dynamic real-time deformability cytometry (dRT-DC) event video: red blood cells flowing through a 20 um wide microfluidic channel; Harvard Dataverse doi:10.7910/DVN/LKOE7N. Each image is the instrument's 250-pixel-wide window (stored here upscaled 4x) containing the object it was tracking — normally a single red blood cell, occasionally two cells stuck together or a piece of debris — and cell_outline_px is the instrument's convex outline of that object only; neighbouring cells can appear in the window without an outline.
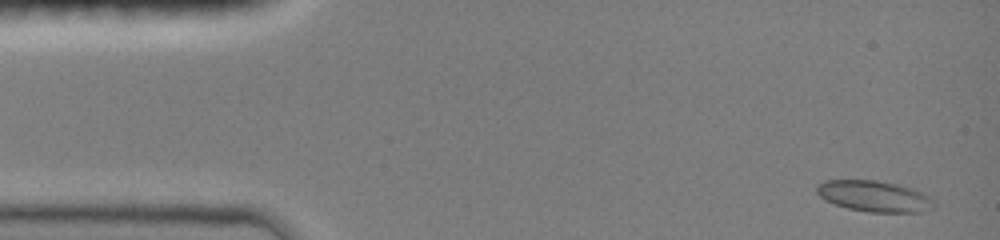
{"species": "common noctule bat (a hibernating species)", "species_latin": "Nyctalus noctula", "temperature_condition": "room temperature", "stored_images_in_passage": 46, "camera_frame_rate_fps": 3000, "um_per_image_px": 0.085, "animal": {"sex": "female", "body_mass_g": 19.0, "forearm_length_mm": 51.5}, "frame": {"image": 1, "passage_image": 2, "time_ms": 0.333, "image_size_px": [1000, 240], "cell_outline_px": [[936, 204], [932, 208], [920, 212], [868, 212], [848, 208], [824, 200], [816, 192], [816, 184], [824, 180], [876, 180], [896, 184], [912, 188], [924, 192]], "centroid_in_image_um": [74.29, 16.67], "position_along_channel_um": 10.7, "area_um2": 21.27}}
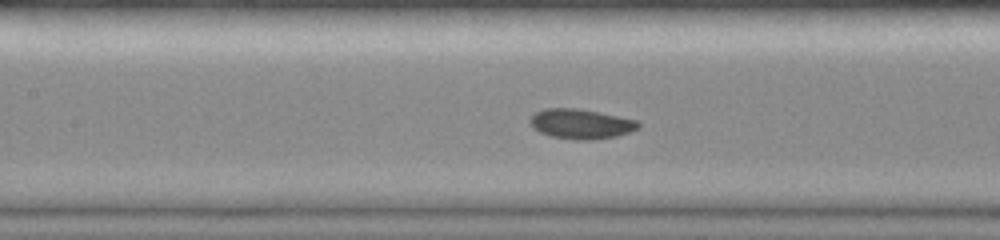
{"frame": {"image": 2, "passage_image": 21, "time_ms": 6.667, "image_size_px": [1000, 240], "cell_outline_px": [[640, 128], [616, 136], [592, 140], [576, 140], [552, 136], [540, 132], [532, 128], [528, 120], [536, 112], [544, 108], [580, 108], [636, 120], [640, 124]], "centroid_in_image_um": [49.35, 10.53], "position_along_channel_um": 158.0, "area_um2": 18.84}}
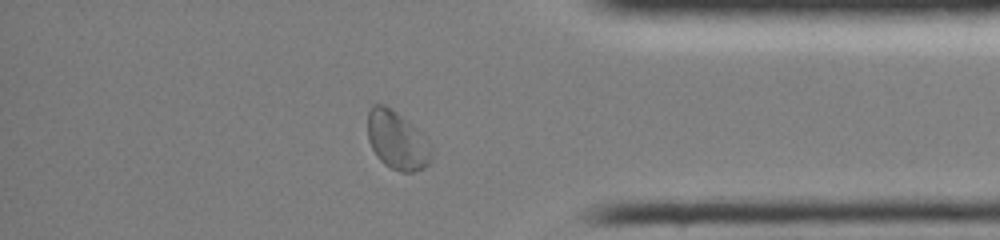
{"frame": {"image": 3, "passage_image": 40, "time_ms": 13.0, "image_size_px": [1000, 240], "cell_outline_px": [[432, 156], [428, 164], [424, 168], [412, 172], [400, 172], [384, 164], [376, 156], [368, 140], [368, 112], [372, 104], [384, 104], [392, 108], [412, 124], [432, 144]], "centroid_in_image_um": [33.76, 11.92], "position_along_channel_um": 401.4, "area_um2": 21.91}, "authors_computed_cell_mechanics": {"area_um2": 18.6405, "velocity_mm_per_s": 3.978, "shape_relaxation_time_tau1_ms": 2.6568, "shape_relaxation_time_tau2_ms": 0.6254, "deformation_change_tau1": 0.1082, "deformation_change_tau2": 0.0443}}